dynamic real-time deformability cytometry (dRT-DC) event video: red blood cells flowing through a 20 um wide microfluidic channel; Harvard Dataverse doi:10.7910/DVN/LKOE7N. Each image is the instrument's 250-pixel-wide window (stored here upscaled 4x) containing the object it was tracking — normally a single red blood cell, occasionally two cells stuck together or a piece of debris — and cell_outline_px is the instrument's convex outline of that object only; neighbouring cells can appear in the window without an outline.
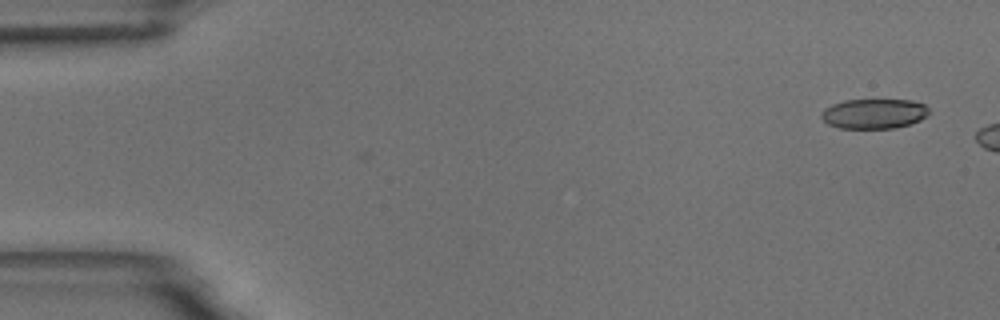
{"species": "common noctule bat (a hibernating species)", "species_latin": "Nyctalus noctula", "temperature_condition": "room temperature", "stored_images_in_passage": 4, "camera_frame_rate_fps": 3000, "um_per_image_px": 0.085, "animal": {"sex": "male", "body_mass_g": 18.8}, "frame": {"image": 1, "passage_image": 1, "time_ms": 0.0, "image_size_px": [1000, 320], "cell_outline_px": [[928, 116], [912, 124], [896, 128], [840, 128], [828, 124], [820, 116], [820, 112], [824, 108], [832, 104], [844, 100], [912, 100], [924, 104], [928, 108]], "centroid_in_image_um": [74.29, 9.66], "position_along_channel_um": 10.7, "area_um2": 18.9}}